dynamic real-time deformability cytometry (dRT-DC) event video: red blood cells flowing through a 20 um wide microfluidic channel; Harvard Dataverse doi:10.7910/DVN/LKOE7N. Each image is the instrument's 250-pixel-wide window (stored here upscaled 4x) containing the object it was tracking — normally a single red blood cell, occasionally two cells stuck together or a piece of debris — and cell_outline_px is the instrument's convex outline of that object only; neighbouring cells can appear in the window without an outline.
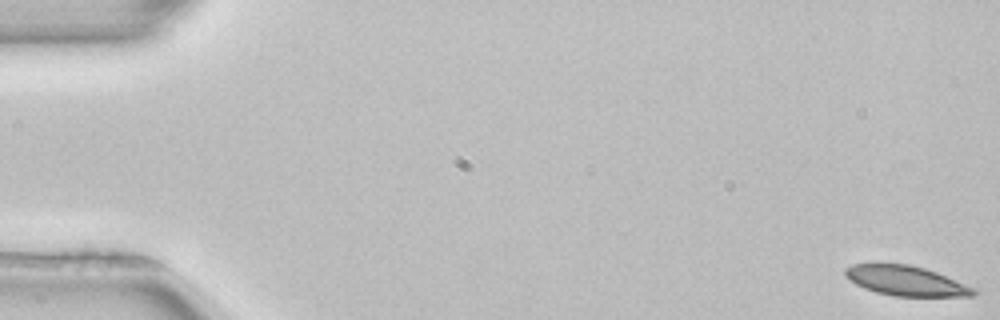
{"species": "common noctule bat (a hibernating species)", "species_latin": "Nyctalus noctula", "temperature_condition": "room temperature", "stored_images_in_passage": 53, "camera_frame_rate_fps": 3000, "um_per_image_px": 0.085, "animal": {"sex": "female", "body_mass_g": 22.7, "forearm_length_mm": 54.2}, "frame": {"image": 1, "passage_image": 1, "time_ms": 0.0, "image_size_px": [1000, 320], "cell_outline_px": [[980, 292], [976, 296], [892, 296], [876, 292], [864, 288], [848, 280], [844, 276], [844, 268], [852, 264], [872, 260], [876, 260], [908, 264], [924, 268], [936, 272], [976, 288]], "centroid_in_image_um": [76.93, 23.82], "position_along_channel_um": 8.1, "area_um2": 23.35}}
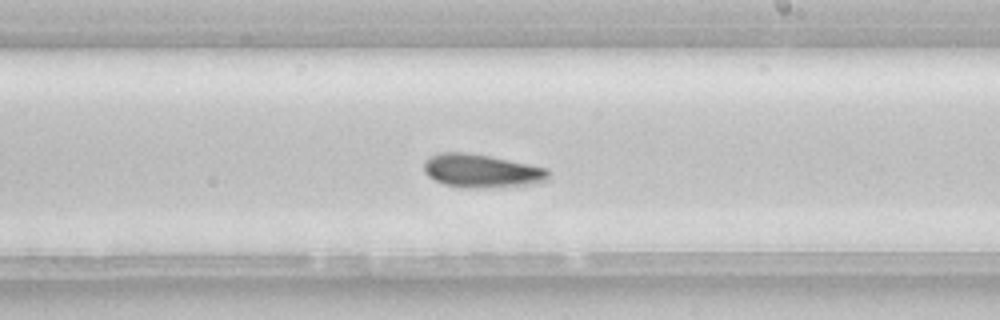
{"frame": {"image": 2, "passage_image": 31, "time_ms": 10.0, "image_size_px": [1000, 320], "cell_outline_px": [[548, 180], [536, 184], [484, 188], [476, 188], [444, 184], [428, 176], [424, 172], [424, 160], [440, 152], [464, 152], [488, 156], [548, 168]], "centroid_in_image_um": [40.94, 14.53], "position_along_channel_um": 248.1, "area_um2": 24.04}}